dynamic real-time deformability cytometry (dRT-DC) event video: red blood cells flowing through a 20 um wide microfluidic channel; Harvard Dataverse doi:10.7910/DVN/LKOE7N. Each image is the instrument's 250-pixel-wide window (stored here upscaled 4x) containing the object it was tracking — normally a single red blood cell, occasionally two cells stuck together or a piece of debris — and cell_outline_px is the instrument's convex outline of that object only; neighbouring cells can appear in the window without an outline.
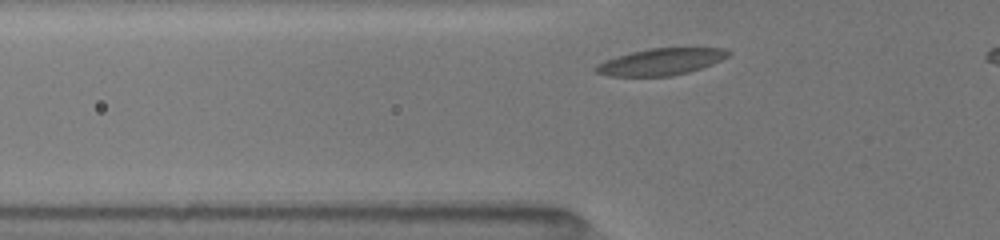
{"species": "common noctule bat (a hibernating species)", "species_latin": "Nyctalus noctula", "temperature_condition": "room temperature", "stored_images_in_passage": 31, "camera_frame_rate_fps": 3000, "um_per_image_px": 0.085, "animal": {"sex": "female", "body_mass_g": 19.5, "forearm_length_mm": 54.1}, "frame": {"image": 1, "passage_image": 5, "time_ms": 1.333, "image_size_px": [1000, 240], "cell_outline_px": [[732, 52], [728, 56], [712, 64], [688, 72], [672, 76], [608, 76], [596, 72], [592, 68], [596, 64], [604, 60], [616, 56], [648, 48], [728, 48]], "centroid_in_image_um": [56.15, 5.25], "position_along_channel_um": 69.7, "area_um2": 20.69}}
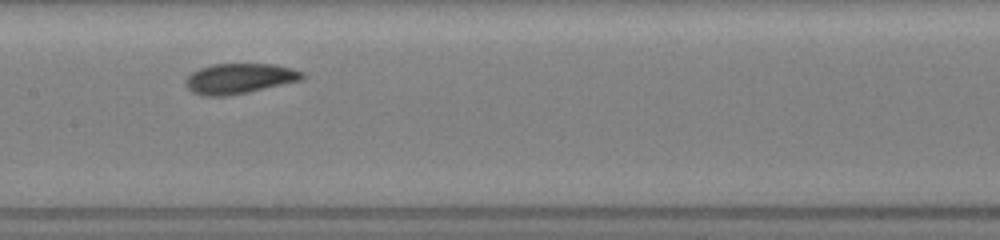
{"frame": {"image": 2, "passage_image": 14, "time_ms": 4.333, "image_size_px": [1000, 240], "cell_outline_px": [[304, 76], [300, 80], [248, 92], [224, 96], [204, 96], [192, 92], [188, 88], [188, 76], [192, 72], [200, 68], [212, 64], [272, 64], [292, 68], [304, 72]], "centroid_in_image_um": [20.36, 6.67], "position_along_channel_um": 187.0, "area_um2": 20.23}}
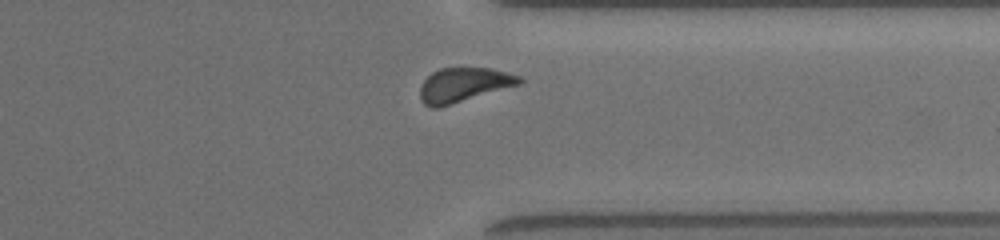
{"frame": {"image": 3, "passage_image": 28, "time_ms": 9.0, "image_size_px": [1000, 240], "cell_outline_px": [[524, 80], [520, 84], [436, 108], [432, 108], [424, 104], [420, 96], [420, 88], [424, 80], [432, 72], [440, 68], [488, 68], [508, 72], [520, 76]], "centroid_in_image_um": [39.41, 7.2], "position_along_channel_um": 372.0, "area_um2": 19.54}, "authors_computed_cell_mechanics": {"area_um2": 20.0566, "velocity_mm_per_s": 3.9639, "shape_relaxation_time_tau1_ms": 2.9819, "shape_relaxation_time_tau2_ms": 4.1169, "deformation_change_tau1": 0.0975, "deformation_change_tau2": 0.0784}}